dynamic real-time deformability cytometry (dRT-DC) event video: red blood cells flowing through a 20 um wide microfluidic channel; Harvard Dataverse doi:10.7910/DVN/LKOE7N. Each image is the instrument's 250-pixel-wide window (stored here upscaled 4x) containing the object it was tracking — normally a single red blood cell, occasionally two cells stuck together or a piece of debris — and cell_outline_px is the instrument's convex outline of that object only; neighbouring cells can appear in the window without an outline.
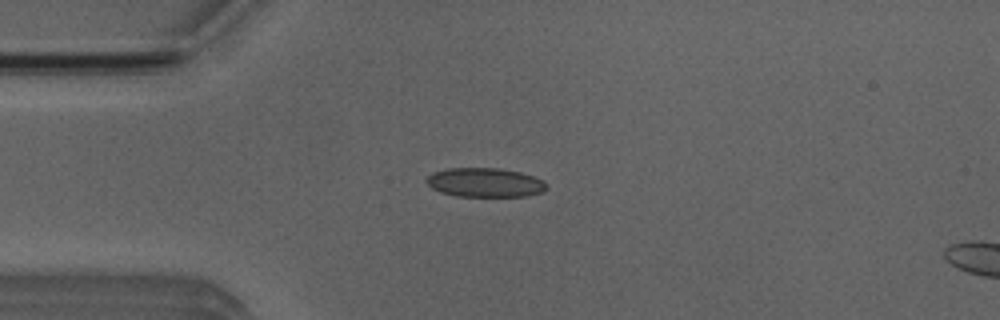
{"species": "Egyptian fruit bat (a non-hibernating species)", "species_latin": "Rousettus aegyptiacus", "temperature_condition": "room temperature", "stored_images_in_passage": 47, "camera_frame_rate_fps": 3000, "um_per_image_px": 0.085, "animal": {"sex": "male"}, "frame": {"image": 1, "passage_image": 8, "time_ms": 2.333, "image_size_px": [1000, 320], "cell_outline_px": [[548, 188], [544, 192], [528, 196], [456, 196], [440, 192], [432, 188], [424, 180], [432, 172], [448, 168], [500, 168], [520, 172], [544, 180], [548, 184]], "centroid_in_image_um": [41.25, 15.51], "position_along_channel_um": 43.8, "area_um2": 20.63}}
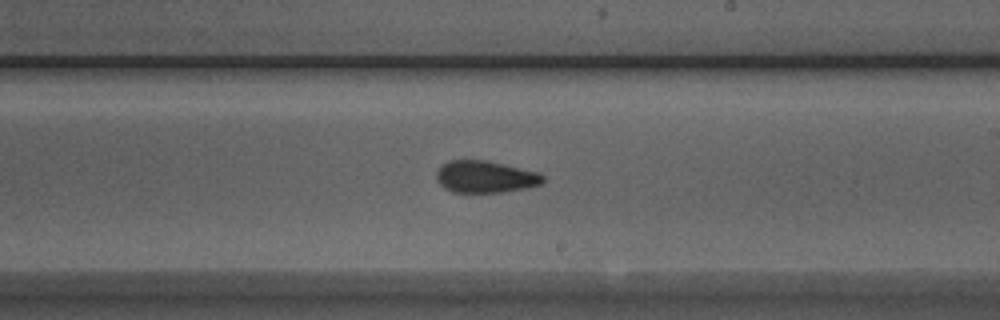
{"frame": {"image": 2, "passage_image": 25, "time_ms": 8.0, "image_size_px": [1000, 320], "cell_outline_px": [[544, 180], [540, 184], [528, 188], [500, 192], [452, 192], [444, 188], [436, 180], [436, 172], [448, 160], [484, 160], [504, 164], [540, 172], [544, 176]], "centroid_in_image_um": [41.26, 15.03], "position_along_channel_um": 247.7, "area_um2": 19.88}}
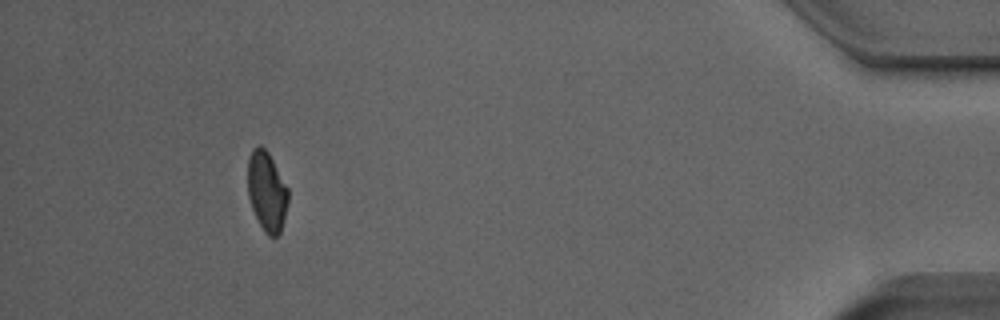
{"frame": {"image": 3, "passage_image": 43, "time_ms": 14.0, "image_size_px": [1000, 320], "cell_outline_px": [[288, 200], [284, 220], [280, 232], [276, 236], [268, 236], [264, 232], [252, 208], [248, 196], [248, 160], [252, 148], [260, 144], [268, 152], [288, 188]], "centroid_in_image_um": [22.67, 16.25], "position_along_channel_um": 412.5, "area_um2": 18.67}, "authors_computed_cell_mechanics": {"area_um2": 19.8832, "velocity_mm_per_s": 3.8991, "shape_relaxation_time_tau1_ms": null, "shape_relaxation_time_tau2_ms": 1.7749, "deformation_change_tau1": null, "deformation_change_tau2": 0.0685}}